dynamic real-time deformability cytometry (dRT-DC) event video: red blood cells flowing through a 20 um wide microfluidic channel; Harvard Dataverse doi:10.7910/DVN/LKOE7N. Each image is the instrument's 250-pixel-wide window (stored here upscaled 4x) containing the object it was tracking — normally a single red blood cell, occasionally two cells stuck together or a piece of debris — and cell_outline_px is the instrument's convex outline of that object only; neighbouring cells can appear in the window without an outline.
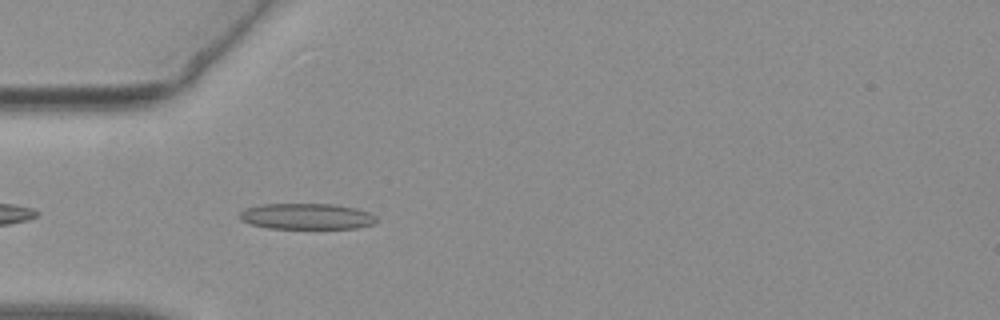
{"species": "common noctule bat (a hibernating species)", "species_latin": "Nyctalus noctula", "temperature_condition": "warm", "stored_images_in_passage": 13, "camera_frame_rate_fps": 3000, "um_per_image_px": 0.085, "animal": {"sex": "female", "body_mass_g": 19.3, "forearm_length_mm": 54.1}, "frame": {"image": 1, "passage_image": 3, "time_ms": 0.667, "image_size_px": [1000, 320], "cell_outline_px": [[380, 220], [372, 224], [356, 228], [268, 228], [252, 224], [240, 220], [240, 212], [244, 208], [260, 204], [332, 204], [356, 208], [368, 212], [376, 216]], "centroid_in_image_um": [26.07, 18.38], "position_along_channel_um": 58.9, "area_um2": 20.69}}
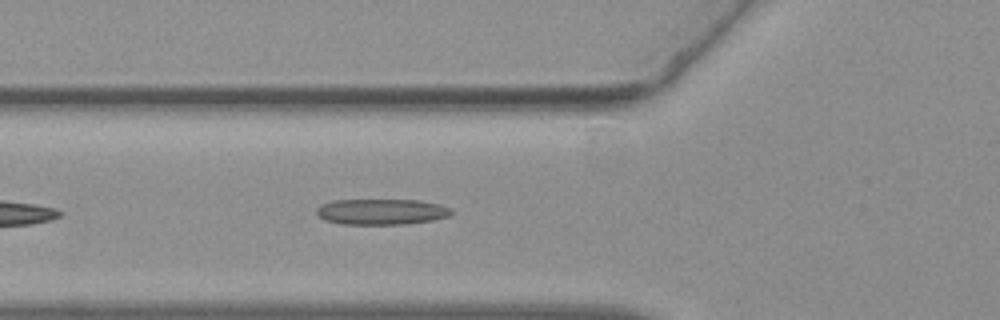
{"frame": {"image": 2, "passage_image": 6, "time_ms": 1.667, "image_size_px": [1000, 320], "cell_outline_px": [[452, 212], [448, 216], [432, 220], [404, 224], [340, 224], [324, 220], [316, 212], [316, 208], [320, 204], [332, 200], [416, 200], [440, 204], [452, 208]], "centroid_in_image_um": [32.39, 17.99], "position_along_channel_um": 93.4, "area_um2": 20.29}}
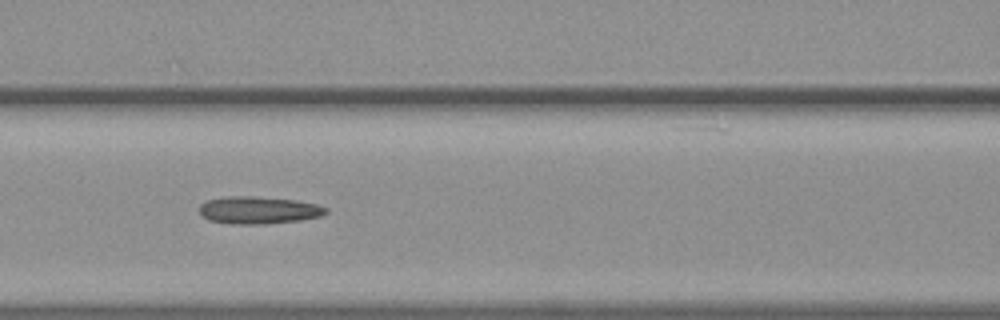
{"frame": {"image": 3, "passage_image": 10, "time_ms": 3.0, "image_size_px": [1000, 320], "cell_outline_px": [[328, 212], [320, 216], [300, 220], [264, 224], [232, 224], [208, 220], [200, 212], [200, 204], [208, 200], [228, 196], [252, 196], [296, 200], [316, 204], [328, 208]], "centroid_in_image_um": [21.99, 17.86], "position_along_channel_um": 144.6, "area_um2": 20.11}}